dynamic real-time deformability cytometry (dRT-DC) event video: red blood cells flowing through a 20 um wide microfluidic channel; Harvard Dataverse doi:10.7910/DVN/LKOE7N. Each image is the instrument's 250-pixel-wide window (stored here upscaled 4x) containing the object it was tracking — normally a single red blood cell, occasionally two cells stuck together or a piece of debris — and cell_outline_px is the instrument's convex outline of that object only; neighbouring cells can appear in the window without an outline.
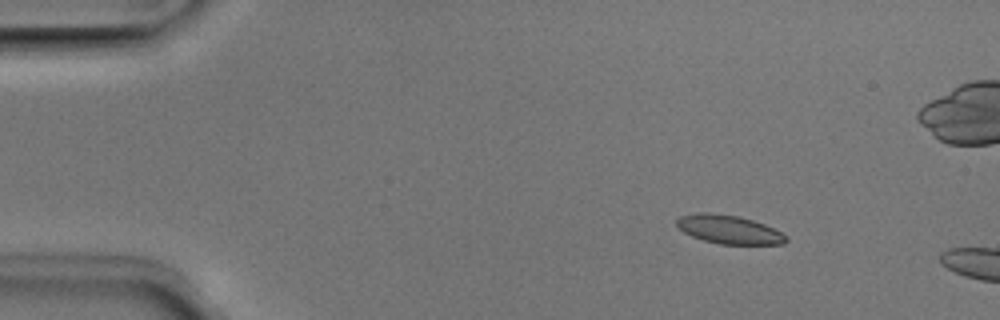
{"species": "Egyptian fruit bat (a non-hibernating species)", "species_latin": "Rousettus aegyptiacus", "temperature_condition": "room temperature", "stored_images_in_passage": 11, "camera_frame_rate_fps": 3000, "um_per_image_px": 0.085, "animal": {"sex": "male"}, "frame": {"image": 1, "passage_image": 7, "time_ms": 2.0, "image_size_px": [1000, 320], "cell_outline_px": [[788, 240], [784, 244], [720, 244], [704, 240], [692, 236], [684, 232], [676, 224], [676, 220], [680, 216], [696, 212], [708, 212], [736, 216], [752, 220], [764, 224], [788, 236]], "centroid_in_image_um": [61.95, 19.5], "position_along_channel_um": 23.0, "area_um2": 18.09}}